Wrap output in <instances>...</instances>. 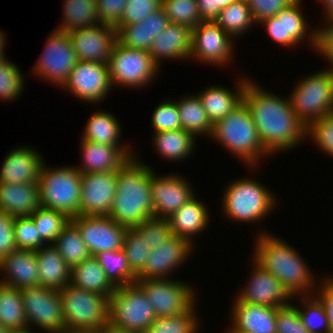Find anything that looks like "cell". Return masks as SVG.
<instances>
[{"label":"cell","instance_id":"6da1fadb","mask_svg":"<svg viewBox=\"0 0 333 333\" xmlns=\"http://www.w3.org/2000/svg\"><path fill=\"white\" fill-rule=\"evenodd\" d=\"M249 78L243 102L249 108L265 148L272 154L288 152L307 140V126L292 109L288 95L274 94Z\"/></svg>","mask_w":333,"mask_h":333},{"label":"cell","instance_id":"7a4b0ae2","mask_svg":"<svg viewBox=\"0 0 333 333\" xmlns=\"http://www.w3.org/2000/svg\"><path fill=\"white\" fill-rule=\"evenodd\" d=\"M261 230L256 233L252 258L264 270L278 278L292 296L312 295L319 279L307 262L289 242L279 236ZM318 280V282H317Z\"/></svg>","mask_w":333,"mask_h":333},{"label":"cell","instance_id":"3957f363","mask_svg":"<svg viewBox=\"0 0 333 333\" xmlns=\"http://www.w3.org/2000/svg\"><path fill=\"white\" fill-rule=\"evenodd\" d=\"M151 167L137 156L117 170L116 193L108 216L119 225L135 228L154 217Z\"/></svg>","mask_w":333,"mask_h":333},{"label":"cell","instance_id":"277c9868","mask_svg":"<svg viewBox=\"0 0 333 333\" xmlns=\"http://www.w3.org/2000/svg\"><path fill=\"white\" fill-rule=\"evenodd\" d=\"M244 163L247 169L260 168L264 158L272 154L263 145L249 108L242 102L225 118L213 125L211 138Z\"/></svg>","mask_w":333,"mask_h":333},{"label":"cell","instance_id":"5b68a950","mask_svg":"<svg viewBox=\"0 0 333 333\" xmlns=\"http://www.w3.org/2000/svg\"><path fill=\"white\" fill-rule=\"evenodd\" d=\"M222 193L220 210L228 221L258 224L279 206L278 196L253 176L234 179Z\"/></svg>","mask_w":333,"mask_h":333},{"label":"cell","instance_id":"8992f818","mask_svg":"<svg viewBox=\"0 0 333 333\" xmlns=\"http://www.w3.org/2000/svg\"><path fill=\"white\" fill-rule=\"evenodd\" d=\"M38 184L42 207L62 212L70 219L80 215L82 173L74 165L52 168L44 160Z\"/></svg>","mask_w":333,"mask_h":333},{"label":"cell","instance_id":"52a82bcc","mask_svg":"<svg viewBox=\"0 0 333 333\" xmlns=\"http://www.w3.org/2000/svg\"><path fill=\"white\" fill-rule=\"evenodd\" d=\"M303 78L288 97L292 109L308 126L316 119L333 114V66Z\"/></svg>","mask_w":333,"mask_h":333},{"label":"cell","instance_id":"ba28073f","mask_svg":"<svg viewBox=\"0 0 333 333\" xmlns=\"http://www.w3.org/2000/svg\"><path fill=\"white\" fill-rule=\"evenodd\" d=\"M157 319L144 290L135 282L116 287L109 297V326L144 333Z\"/></svg>","mask_w":333,"mask_h":333},{"label":"cell","instance_id":"9c48e42d","mask_svg":"<svg viewBox=\"0 0 333 333\" xmlns=\"http://www.w3.org/2000/svg\"><path fill=\"white\" fill-rule=\"evenodd\" d=\"M59 295L65 329L95 330L109 325V297L70 284Z\"/></svg>","mask_w":333,"mask_h":333},{"label":"cell","instance_id":"30bf717a","mask_svg":"<svg viewBox=\"0 0 333 333\" xmlns=\"http://www.w3.org/2000/svg\"><path fill=\"white\" fill-rule=\"evenodd\" d=\"M112 87L136 90L152 84L160 72L149 51L114 44L107 63Z\"/></svg>","mask_w":333,"mask_h":333},{"label":"cell","instance_id":"8fae6325","mask_svg":"<svg viewBox=\"0 0 333 333\" xmlns=\"http://www.w3.org/2000/svg\"><path fill=\"white\" fill-rule=\"evenodd\" d=\"M47 37L43 53L32 66L31 75L61 89L78 62L77 54L67 32L54 29Z\"/></svg>","mask_w":333,"mask_h":333},{"label":"cell","instance_id":"7c38bea8","mask_svg":"<svg viewBox=\"0 0 333 333\" xmlns=\"http://www.w3.org/2000/svg\"><path fill=\"white\" fill-rule=\"evenodd\" d=\"M142 279L136 283L144 290L157 317L177 316L189 312L197 304V292L180 279Z\"/></svg>","mask_w":333,"mask_h":333},{"label":"cell","instance_id":"4fadbf2b","mask_svg":"<svg viewBox=\"0 0 333 333\" xmlns=\"http://www.w3.org/2000/svg\"><path fill=\"white\" fill-rule=\"evenodd\" d=\"M234 42L215 21H202L191 30L189 60L226 68L235 58Z\"/></svg>","mask_w":333,"mask_h":333},{"label":"cell","instance_id":"5bb4252c","mask_svg":"<svg viewBox=\"0 0 333 333\" xmlns=\"http://www.w3.org/2000/svg\"><path fill=\"white\" fill-rule=\"evenodd\" d=\"M21 297L28 329H42L44 333H61L65 329L59 290L28 287L21 289Z\"/></svg>","mask_w":333,"mask_h":333},{"label":"cell","instance_id":"9a60e30c","mask_svg":"<svg viewBox=\"0 0 333 333\" xmlns=\"http://www.w3.org/2000/svg\"><path fill=\"white\" fill-rule=\"evenodd\" d=\"M301 2L303 3V0H295L277 15L264 19L258 26L265 27V32L271 40L280 46L295 49L298 48L296 45L307 42L311 50H314L316 29H312L305 19Z\"/></svg>","mask_w":333,"mask_h":333},{"label":"cell","instance_id":"2e32d148","mask_svg":"<svg viewBox=\"0 0 333 333\" xmlns=\"http://www.w3.org/2000/svg\"><path fill=\"white\" fill-rule=\"evenodd\" d=\"M112 88L107 64L78 61L61 89L96 105L108 98Z\"/></svg>","mask_w":333,"mask_h":333},{"label":"cell","instance_id":"e0dca14e","mask_svg":"<svg viewBox=\"0 0 333 333\" xmlns=\"http://www.w3.org/2000/svg\"><path fill=\"white\" fill-rule=\"evenodd\" d=\"M194 248L184 238L172 234L160 246L149 251L144 267L136 274L137 280L171 279L175 270L193 256Z\"/></svg>","mask_w":333,"mask_h":333},{"label":"cell","instance_id":"ac0fdd59","mask_svg":"<svg viewBox=\"0 0 333 333\" xmlns=\"http://www.w3.org/2000/svg\"><path fill=\"white\" fill-rule=\"evenodd\" d=\"M252 270L249 280L243 288H239L236 297L239 301L252 305H264L274 308L285 307L294 301L281 281L273 274L264 270L252 258Z\"/></svg>","mask_w":333,"mask_h":333},{"label":"cell","instance_id":"d6986e66","mask_svg":"<svg viewBox=\"0 0 333 333\" xmlns=\"http://www.w3.org/2000/svg\"><path fill=\"white\" fill-rule=\"evenodd\" d=\"M151 168V194L154 208V217L167 219L196 193L186 176L178 173L157 175ZM192 186V187H191Z\"/></svg>","mask_w":333,"mask_h":333},{"label":"cell","instance_id":"ffe728a7","mask_svg":"<svg viewBox=\"0 0 333 333\" xmlns=\"http://www.w3.org/2000/svg\"><path fill=\"white\" fill-rule=\"evenodd\" d=\"M78 228L91 256L123 249L126 227L109 216L78 215L70 219Z\"/></svg>","mask_w":333,"mask_h":333},{"label":"cell","instance_id":"44dd1931","mask_svg":"<svg viewBox=\"0 0 333 333\" xmlns=\"http://www.w3.org/2000/svg\"><path fill=\"white\" fill-rule=\"evenodd\" d=\"M117 171L82 174L80 215L108 216L116 193Z\"/></svg>","mask_w":333,"mask_h":333},{"label":"cell","instance_id":"7402d4cb","mask_svg":"<svg viewBox=\"0 0 333 333\" xmlns=\"http://www.w3.org/2000/svg\"><path fill=\"white\" fill-rule=\"evenodd\" d=\"M78 61L107 64L116 43V28L98 23L92 27L67 32Z\"/></svg>","mask_w":333,"mask_h":333},{"label":"cell","instance_id":"603a6c76","mask_svg":"<svg viewBox=\"0 0 333 333\" xmlns=\"http://www.w3.org/2000/svg\"><path fill=\"white\" fill-rule=\"evenodd\" d=\"M81 163L74 165L82 174L109 172L120 169L130 158L136 157L132 146H111L80 140ZM135 154V155H134Z\"/></svg>","mask_w":333,"mask_h":333},{"label":"cell","instance_id":"cb8c5ba5","mask_svg":"<svg viewBox=\"0 0 333 333\" xmlns=\"http://www.w3.org/2000/svg\"><path fill=\"white\" fill-rule=\"evenodd\" d=\"M38 150L26 145L8 151L0 166V184L38 182L41 165L45 159Z\"/></svg>","mask_w":333,"mask_h":333},{"label":"cell","instance_id":"d4e9b609","mask_svg":"<svg viewBox=\"0 0 333 333\" xmlns=\"http://www.w3.org/2000/svg\"><path fill=\"white\" fill-rule=\"evenodd\" d=\"M230 310V326L235 333H276L277 308L252 305L233 297Z\"/></svg>","mask_w":333,"mask_h":333},{"label":"cell","instance_id":"484cf974","mask_svg":"<svg viewBox=\"0 0 333 333\" xmlns=\"http://www.w3.org/2000/svg\"><path fill=\"white\" fill-rule=\"evenodd\" d=\"M248 76V74H243L242 77L240 75L236 77L237 82L235 81V84H233L234 89L220 84L206 86L205 90L202 89L197 94L213 125L218 120L225 118L243 102V90L247 80L250 78Z\"/></svg>","mask_w":333,"mask_h":333},{"label":"cell","instance_id":"4316f807","mask_svg":"<svg viewBox=\"0 0 333 333\" xmlns=\"http://www.w3.org/2000/svg\"><path fill=\"white\" fill-rule=\"evenodd\" d=\"M0 273V282L6 286L18 289L39 286L36 252L13 251L0 260Z\"/></svg>","mask_w":333,"mask_h":333},{"label":"cell","instance_id":"83f0119b","mask_svg":"<svg viewBox=\"0 0 333 333\" xmlns=\"http://www.w3.org/2000/svg\"><path fill=\"white\" fill-rule=\"evenodd\" d=\"M191 29L185 25L171 23L153 40L149 53L161 67L164 59L189 61ZM187 59V60H186Z\"/></svg>","mask_w":333,"mask_h":333},{"label":"cell","instance_id":"f1b7e54d","mask_svg":"<svg viewBox=\"0 0 333 333\" xmlns=\"http://www.w3.org/2000/svg\"><path fill=\"white\" fill-rule=\"evenodd\" d=\"M169 24L170 21L161 7L139 23L117 25L116 40L127 48L149 51L154 38Z\"/></svg>","mask_w":333,"mask_h":333},{"label":"cell","instance_id":"f546056e","mask_svg":"<svg viewBox=\"0 0 333 333\" xmlns=\"http://www.w3.org/2000/svg\"><path fill=\"white\" fill-rule=\"evenodd\" d=\"M197 197L194 196L167 218L172 234L184 238L193 246H196L194 237L197 239V235L206 232L211 222L208 207L203 203L205 201Z\"/></svg>","mask_w":333,"mask_h":333},{"label":"cell","instance_id":"4dcf8cb0","mask_svg":"<svg viewBox=\"0 0 333 333\" xmlns=\"http://www.w3.org/2000/svg\"><path fill=\"white\" fill-rule=\"evenodd\" d=\"M39 184H0V210L13 217L30 216L40 207Z\"/></svg>","mask_w":333,"mask_h":333},{"label":"cell","instance_id":"1f68e13d","mask_svg":"<svg viewBox=\"0 0 333 333\" xmlns=\"http://www.w3.org/2000/svg\"><path fill=\"white\" fill-rule=\"evenodd\" d=\"M39 285L56 290L64 289L70 283L71 268L60 256L53 244L36 250Z\"/></svg>","mask_w":333,"mask_h":333},{"label":"cell","instance_id":"d6a6232c","mask_svg":"<svg viewBox=\"0 0 333 333\" xmlns=\"http://www.w3.org/2000/svg\"><path fill=\"white\" fill-rule=\"evenodd\" d=\"M196 138L183 129L156 132L152 135L153 150L158 154L160 159L184 162L195 150ZM194 149V150H193Z\"/></svg>","mask_w":333,"mask_h":333},{"label":"cell","instance_id":"836d02e7","mask_svg":"<svg viewBox=\"0 0 333 333\" xmlns=\"http://www.w3.org/2000/svg\"><path fill=\"white\" fill-rule=\"evenodd\" d=\"M94 110L86 121L81 140L111 146H131L130 143L121 144L122 127L114 114L107 110Z\"/></svg>","mask_w":333,"mask_h":333},{"label":"cell","instance_id":"e575fe53","mask_svg":"<svg viewBox=\"0 0 333 333\" xmlns=\"http://www.w3.org/2000/svg\"><path fill=\"white\" fill-rule=\"evenodd\" d=\"M69 284L106 297H110L116 289L94 256H90L82 263L71 267Z\"/></svg>","mask_w":333,"mask_h":333},{"label":"cell","instance_id":"d590c367","mask_svg":"<svg viewBox=\"0 0 333 333\" xmlns=\"http://www.w3.org/2000/svg\"><path fill=\"white\" fill-rule=\"evenodd\" d=\"M180 116L181 129L191 133L195 138H210L213 124L209 120L197 93L182 96L176 100Z\"/></svg>","mask_w":333,"mask_h":333},{"label":"cell","instance_id":"8d00e7d4","mask_svg":"<svg viewBox=\"0 0 333 333\" xmlns=\"http://www.w3.org/2000/svg\"><path fill=\"white\" fill-rule=\"evenodd\" d=\"M62 23L57 25L60 32L92 27L100 23L96 0H64Z\"/></svg>","mask_w":333,"mask_h":333},{"label":"cell","instance_id":"74e56055","mask_svg":"<svg viewBox=\"0 0 333 333\" xmlns=\"http://www.w3.org/2000/svg\"><path fill=\"white\" fill-rule=\"evenodd\" d=\"M215 22L234 40L245 36L250 28L257 27L247 0H236L223 8Z\"/></svg>","mask_w":333,"mask_h":333},{"label":"cell","instance_id":"f35d334b","mask_svg":"<svg viewBox=\"0 0 333 333\" xmlns=\"http://www.w3.org/2000/svg\"><path fill=\"white\" fill-rule=\"evenodd\" d=\"M0 323L10 331L28 328L21 289L0 286Z\"/></svg>","mask_w":333,"mask_h":333},{"label":"cell","instance_id":"ab89813d","mask_svg":"<svg viewBox=\"0 0 333 333\" xmlns=\"http://www.w3.org/2000/svg\"><path fill=\"white\" fill-rule=\"evenodd\" d=\"M53 245L70 268L91 256L78 228L71 220L62 228Z\"/></svg>","mask_w":333,"mask_h":333},{"label":"cell","instance_id":"60d3db41","mask_svg":"<svg viewBox=\"0 0 333 333\" xmlns=\"http://www.w3.org/2000/svg\"><path fill=\"white\" fill-rule=\"evenodd\" d=\"M94 257L105 271L106 277L115 287L137 281V275L129 267L126 253L123 249L99 252Z\"/></svg>","mask_w":333,"mask_h":333},{"label":"cell","instance_id":"b9f144b4","mask_svg":"<svg viewBox=\"0 0 333 333\" xmlns=\"http://www.w3.org/2000/svg\"><path fill=\"white\" fill-rule=\"evenodd\" d=\"M295 299L299 300L300 304H293V302L291 304L297 309L303 325L311 333H331L325 308L314 294L295 296Z\"/></svg>","mask_w":333,"mask_h":333},{"label":"cell","instance_id":"7bdbcfd3","mask_svg":"<svg viewBox=\"0 0 333 333\" xmlns=\"http://www.w3.org/2000/svg\"><path fill=\"white\" fill-rule=\"evenodd\" d=\"M197 304L187 313L157 317L144 333H199L201 323Z\"/></svg>","mask_w":333,"mask_h":333},{"label":"cell","instance_id":"ee69618b","mask_svg":"<svg viewBox=\"0 0 333 333\" xmlns=\"http://www.w3.org/2000/svg\"><path fill=\"white\" fill-rule=\"evenodd\" d=\"M40 237L47 243L53 244L61 233L62 228L69 222L64 213L40 206L30 215Z\"/></svg>","mask_w":333,"mask_h":333},{"label":"cell","instance_id":"f6af8a7d","mask_svg":"<svg viewBox=\"0 0 333 333\" xmlns=\"http://www.w3.org/2000/svg\"><path fill=\"white\" fill-rule=\"evenodd\" d=\"M17 64L5 59L0 64V101L13 102L22 96L25 88V77Z\"/></svg>","mask_w":333,"mask_h":333},{"label":"cell","instance_id":"bcb514c9","mask_svg":"<svg viewBox=\"0 0 333 333\" xmlns=\"http://www.w3.org/2000/svg\"><path fill=\"white\" fill-rule=\"evenodd\" d=\"M161 7L171 23L185 25L191 30L203 21L197 0H162Z\"/></svg>","mask_w":333,"mask_h":333},{"label":"cell","instance_id":"7dc6e473","mask_svg":"<svg viewBox=\"0 0 333 333\" xmlns=\"http://www.w3.org/2000/svg\"><path fill=\"white\" fill-rule=\"evenodd\" d=\"M123 250L126 253L129 267L137 274L144 267L151 248L148 247L144 238L135 228H127L124 235Z\"/></svg>","mask_w":333,"mask_h":333},{"label":"cell","instance_id":"c3c4849f","mask_svg":"<svg viewBox=\"0 0 333 333\" xmlns=\"http://www.w3.org/2000/svg\"><path fill=\"white\" fill-rule=\"evenodd\" d=\"M333 158V114L312 121L307 126V141Z\"/></svg>","mask_w":333,"mask_h":333},{"label":"cell","instance_id":"681fc988","mask_svg":"<svg viewBox=\"0 0 333 333\" xmlns=\"http://www.w3.org/2000/svg\"><path fill=\"white\" fill-rule=\"evenodd\" d=\"M15 243L18 249L36 251L47 243L40 237L30 216L15 217Z\"/></svg>","mask_w":333,"mask_h":333},{"label":"cell","instance_id":"f907efd6","mask_svg":"<svg viewBox=\"0 0 333 333\" xmlns=\"http://www.w3.org/2000/svg\"><path fill=\"white\" fill-rule=\"evenodd\" d=\"M151 126L154 133L181 129L176 99H165L158 103L151 115Z\"/></svg>","mask_w":333,"mask_h":333},{"label":"cell","instance_id":"816d5d0a","mask_svg":"<svg viewBox=\"0 0 333 333\" xmlns=\"http://www.w3.org/2000/svg\"><path fill=\"white\" fill-rule=\"evenodd\" d=\"M135 229L141 234L151 249L160 246L162 242L172 235L168 220L164 218L152 217L144 220Z\"/></svg>","mask_w":333,"mask_h":333},{"label":"cell","instance_id":"f5cc1de1","mask_svg":"<svg viewBox=\"0 0 333 333\" xmlns=\"http://www.w3.org/2000/svg\"><path fill=\"white\" fill-rule=\"evenodd\" d=\"M162 6V0H127L118 25L139 23Z\"/></svg>","mask_w":333,"mask_h":333},{"label":"cell","instance_id":"db71d44e","mask_svg":"<svg viewBox=\"0 0 333 333\" xmlns=\"http://www.w3.org/2000/svg\"><path fill=\"white\" fill-rule=\"evenodd\" d=\"M276 333H311L304 325L297 309L289 304L277 308Z\"/></svg>","mask_w":333,"mask_h":333},{"label":"cell","instance_id":"11a10c76","mask_svg":"<svg viewBox=\"0 0 333 333\" xmlns=\"http://www.w3.org/2000/svg\"><path fill=\"white\" fill-rule=\"evenodd\" d=\"M322 21V26L315 27L314 52H317V56L324 57L329 66H333V17L325 18Z\"/></svg>","mask_w":333,"mask_h":333},{"label":"cell","instance_id":"9f6ffc18","mask_svg":"<svg viewBox=\"0 0 333 333\" xmlns=\"http://www.w3.org/2000/svg\"><path fill=\"white\" fill-rule=\"evenodd\" d=\"M295 0H247L251 16L256 25L264 19L277 15Z\"/></svg>","mask_w":333,"mask_h":333},{"label":"cell","instance_id":"6f0895ef","mask_svg":"<svg viewBox=\"0 0 333 333\" xmlns=\"http://www.w3.org/2000/svg\"><path fill=\"white\" fill-rule=\"evenodd\" d=\"M100 23L116 27L122 18L127 0H96Z\"/></svg>","mask_w":333,"mask_h":333},{"label":"cell","instance_id":"680465c9","mask_svg":"<svg viewBox=\"0 0 333 333\" xmlns=\"http://www.w3.org/2000/svg\"><path fill=\"white\" fill-rule=\"evenodd\" d=\"M15 217L0 210V260L17 250L14 235Z\"/></svg>","mask_w":333,"mask_h":333},{"label":"cell","instance_id":"91938a15","mask_svg":"<svg viewBox=\"0 0 333 333\" xmlns=\"http://www.w3.org/2000/svg\"><path fill=\"white\" fill-rule=\"evenodd\" d=\"M319 281L314 295L323 304L330 325V332L333 333V275L327 274Z\"/></svg>","mask_w":333,"mask_h":333},{"label":"cell","instance_id":"94428289","mask_svg":"<svg viewBox=\"0 0 333 333\" xmlns=\"http://www.w3.org/2000/svg\"><path fill=\"white\" fill-rule=\"evenodd\" d=\"M197 4L203 21L216 20V0H197Z\"/></svg>","mask_w":333,"mask_h":333},{"label":"cell","instance_id":"6125c7cd","mask_svg":"<svg viewBox=\"0 0 333 333\" xmlns=\"http://www.w3.org/2000/svg\"><path fill=\"white\" fill-rule=\"evenodd\" d=\"M318 2H320V4H322V16L321 17H324L322 19H325V18H331L333 17V0H318Z\"/></svg>","mask_w":333,"mask_h":333},{"label":"cell","instance_id":"be15d7a7","mask_svg":"<svg viewBox=\"0 0 333 333\" xmlns=\"http://www.w3.org/2000/svg\"><path fill=\"white\" fill-rule=\"evenodd\" d=\"M236 0H216V19L218 18L220 11L229 6L231 3H233Z\"/></svg>","mask_w":333,"mask_h":333},{"label":"cell","instance_id":"e7e4bbea","mask_svg":"<svg viewBox=\"0 0 333 333\" xmlns=\"http://www.w3.org/2000/svg\"><path fill=\"white\" fill-rule=\"evenodd\" d=\"M61 333H103V329H95V330L64 329Z\"/></svg>","mask_w":333,"mask_h":333},{"label":"cell","instance_id":"03108f58","mask_svg":"<svg viewBox=\"0 0 333 333\" xmlns=\"http://www.w3.org/2000/svg\"><path fill=\"white\" fill-rule=\"evenodd\" d=\"M103 333H138V332L119 330L108 325L103 329Z\"/></svg>","mask_w":333,"mask_h":333},{"label":"cell","instance_id":"003e7915","mask_svg":"<svg viewBox=\"0 0 333 333\" xmlns=\"http://www.w3.org/2000/svg\"><path fill=\"white\" fill-rule=\"evenodd\" d=\"M10 333H38L36 331L33 332V330L31 329H24V330H14V331H10Z\"/></svg>","mask_w":333,"mask_h":333},{"label":"cell","instance_id":"a7ac6f4b","mask_svg":"<svg viewBox=\"0 0 333 333\" xmlns=\"http://www.w3.org/2000/svg\"><path fill=\"white\" fill-rule=\"evenodd\" d=\"M0 333H10V330L0 323Z\"/></svg>","mask_w":333,"mask_h":333},{"label":"cell","instance_id":"89a4df30","mask_svg":"<svg viewBox=\"0 0 333 333\" xmlns=\"http://www.w3.org/2000/svg\"><path fill=\"white\" fill-rule=\"evenodd\" d=\"M6 56H0V64L6 59Z\"/></svg>","mask_w":333,"mask_h":333},{"label":"cell","instance_id":"2644e50d","mask_svg":"<svg viewBox=\"0 0 333 333\" xmlns=\"http://www.w3.org/2000/svg\"><path fill=\"white\" fill-rule=\"evenodd\" d=\"M227 330L225 331V333H235L232 330H230L229 328H226Z\"/></svg>","mask_w":333,"mask_h":333}]
</instances>
